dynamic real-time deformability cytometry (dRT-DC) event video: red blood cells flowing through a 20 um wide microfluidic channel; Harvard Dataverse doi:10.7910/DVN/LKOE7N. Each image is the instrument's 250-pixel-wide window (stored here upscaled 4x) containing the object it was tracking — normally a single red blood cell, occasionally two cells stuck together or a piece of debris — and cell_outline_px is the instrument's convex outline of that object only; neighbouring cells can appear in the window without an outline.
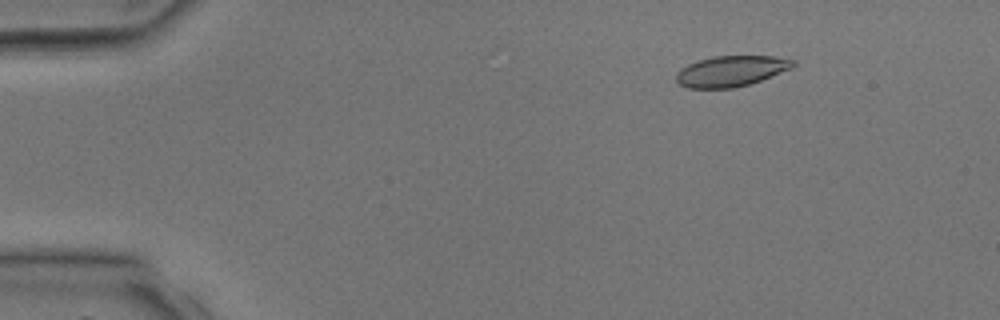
{"species": "common noctule bat (a hibernating species)", "species_latin": "Nyctalus noctula", "temperature_condition": "room temperature", "stored_images_in_passage": 4, "camera_frame_rate_fps": 3000, "um_per_image_px": 0.085, "animal": {"sex": "male", "body_mass_g": 17.9, "forearm_length_mm": 54.2}, "frame": {"image": 1, "passage_image": 2, "time_ms": 1.333, "image_size_px": [1000, 320], "cell_outline_px": [[796, 64], [792, 68], [760, 80], [736, 88], [688, 88], [680, 84], [676, 80], [676, 72], [680, 68], [696, 60], [712, 56], [772, 56], [796, 60]], "centroid_in_image_um": [62.12, 6.03], "position_along_channel_um": 22.9, "area_um2": 20.98}}
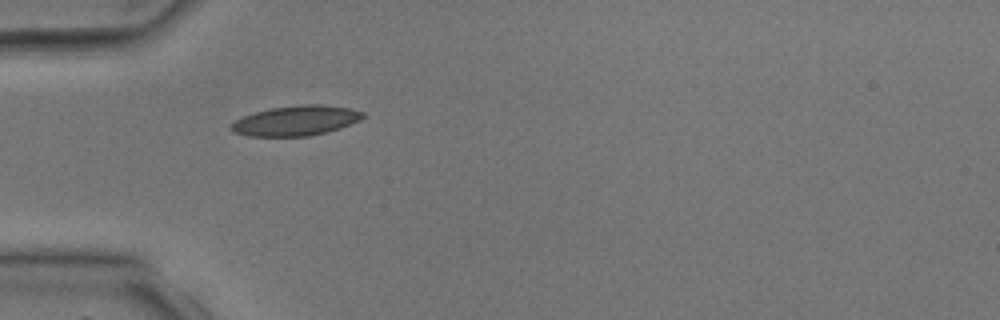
{"frame": {"image": 2, "passage_image": 4, "time_ms": 3.667, "image_size_px": [1000, 320], "cell_outline_px": [[364, 116], [360, 120], [340, 128], [328, 132], [308, 136], [248, 136], [232, 132], [228, 128], [236, 120], [244, 116], [256, 112], [272, 108], [304, 104], [320, 104], [348, 108], [364, 112]], "centroid_in_image_um": [25.15, 10.26], "position_along_channel_um": 59.9, "area_um2": 22.89}}